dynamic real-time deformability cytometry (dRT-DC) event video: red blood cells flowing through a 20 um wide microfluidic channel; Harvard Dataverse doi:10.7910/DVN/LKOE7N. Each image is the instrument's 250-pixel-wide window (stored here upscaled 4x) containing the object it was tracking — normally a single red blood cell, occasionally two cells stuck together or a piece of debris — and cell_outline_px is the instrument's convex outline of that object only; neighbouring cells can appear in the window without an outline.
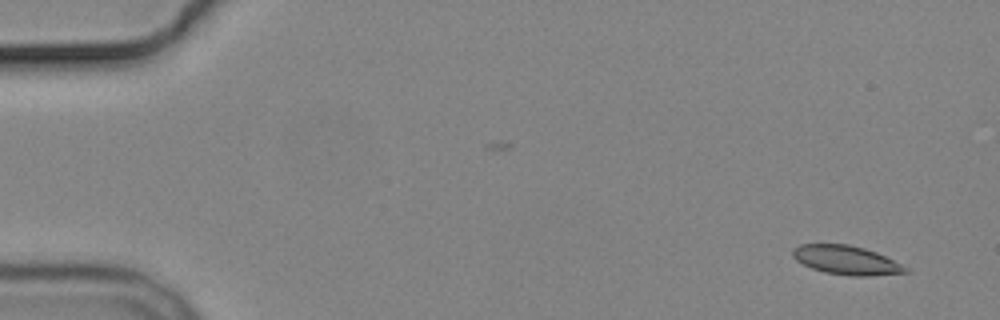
{"species": "common noctule bat (a hibernating species)", "species_latin": "Nyctalus noctula", "temperature_condition": "cold", "stored_images_in_passage": 3, "camera_frame_rate_fps": 3000, "um_per_image_px": 0.085, "animal": {"sex": "male", "body_mass_g": 19.2, "forearm_length_mm": 51.8}, "frame": {"image": 1, "passage_image": 3, "time_ms": 2.333, "image_size_px": [1000, 320], "cell_outline_px": [[908, 272], [868, 276], [848, 276], [824, 272], [812, 268], [796, 260], [792, 256], [792, 248], [800, 244], [848, 244], [864, 248], [876, 252], [908, 268]], "centroid_in_image_um": [71.89, 22.11], "position_along_channel_um": 13.1, "area_um2": 18.9}}